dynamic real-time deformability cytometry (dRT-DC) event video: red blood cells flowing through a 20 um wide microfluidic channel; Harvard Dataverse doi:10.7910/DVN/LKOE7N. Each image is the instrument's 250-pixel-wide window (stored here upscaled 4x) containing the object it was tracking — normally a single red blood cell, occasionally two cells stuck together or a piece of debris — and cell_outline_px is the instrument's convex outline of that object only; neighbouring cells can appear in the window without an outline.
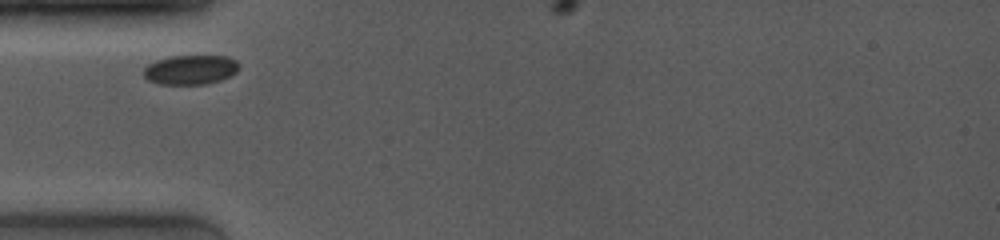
{"species": "common noctule bat (a hibernating species)", "species_latin": "Nyctalus noctula", "temperature_condition": "room temperature", "stored_images_in_passage": 20, "camera_frame_rate_fps": 4000, "um_per_image_px": 0.085, "animal": {"sex": "female", "body_mass_g": 19.0, "forearm_length_mm": 53.3}, "frame": {"image": 1, "passage_image": 1, "time_ms": 0.0, "image_size_px": [1000, 240], "cell_outline_px": [[240, 68], [236, 72], [220, 80], [204, 84], [160, 84], [148, 80], [144, 76], [144, 68], [148, 64], [156, 60], [172, 56], [228, 56], [236, 60], [240, 64]], "centroid_in_image_um": [16.21, 5.92], "position_along_channel_um": 68.8, "area_um2": 16.36}}
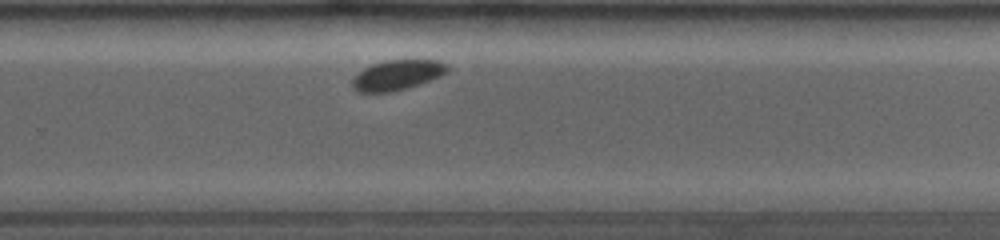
{"frame": {"image": 2, "passage_image": 14, "time_ms": 6.0, "image_size_px": [1000, 240], "cell_outline_px": [[448, 68], [440, 76], [392, 92], [360, 92], [352, 88], [352, 80], [364, 68], [372, 64], [384, 60], [440, 60], [448, 64]], "centroid_in_image_um": [33.74, 6.36], "position_along_channel_um": 296.1, "area_um2": 16.3}}
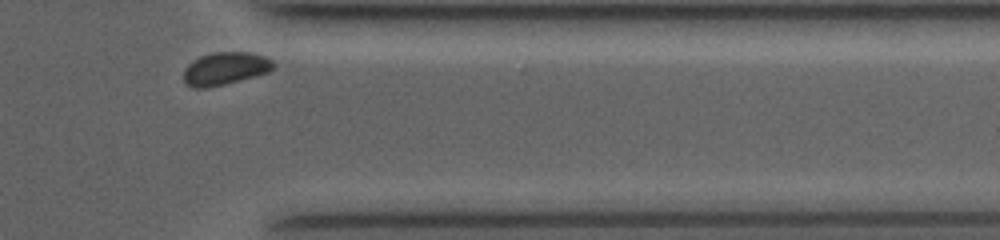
{"frame": {"image": 3, "passage_image": 19, "time_ms": 8.5, "image_size_px": [1000, 240], "cell_outline_px": [[276, 64], [268, 72], [224, 84], [208, 88], [192, 88], [184, 80], [184, 68], [192, 60], [200, 56], [212, 52], [248, 52], [264, 56], [272, 60]], "centroid_in_image_um": [19.11, 5.82], "position_along_channel_um": 392.3, "area_um2": 17.05}}